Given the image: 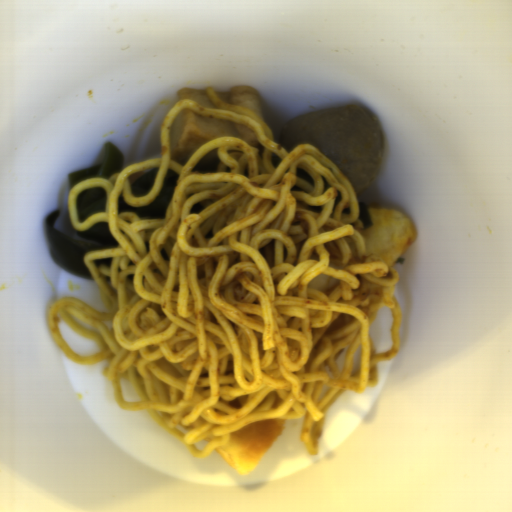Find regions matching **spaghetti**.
I'll return each instance as SVG.
<instances>
[{"label": "spaghetti", "mask_w": 512, "mask_h": 512, "mask_svg": "<svg viewBox=\"0 0 512 512\" xmlns=\"http://www.w3.org/2000/svg\"><path fill=\"white\" fill-rule=\"evenodd\" d=\"M206 94L215 108L188 98L165 115L160 157L71 188L75 230L107 222L119 244L85 253L104 312L64 296L47 309L50 333L74 363L106 362L102 374L119 409L145 411L198 460L243 426L299 417V439L312 456L333 404L343 393L377 387L378 367L399 353L400 277L394 266L369 259L354 185L322 151L302 143L288 152L261 117L210 87ZM188 107L255 130L263 157L239 137H220L186 166L176 163L169 129ZM216 147V172L192 173ZM153 167L159 173L151 191L133 196L129 175ZM298 167L315 187L297 178ZM170 168L180 177L166 218L117 214L120 195L132 206L149 205ZM95 187L107 193L106 212L78 221L77 195ZM322 273L339 281L330 297L307 285ZM383 306L393 312V347L377 354L369 327ZM58 313L99 351L74 353L56 325ZM347 346L341 370L334 356ZM121 378L141 402L124 403Z\"/></svg>", "instance_id": "c7327b10"}]
</instances>
